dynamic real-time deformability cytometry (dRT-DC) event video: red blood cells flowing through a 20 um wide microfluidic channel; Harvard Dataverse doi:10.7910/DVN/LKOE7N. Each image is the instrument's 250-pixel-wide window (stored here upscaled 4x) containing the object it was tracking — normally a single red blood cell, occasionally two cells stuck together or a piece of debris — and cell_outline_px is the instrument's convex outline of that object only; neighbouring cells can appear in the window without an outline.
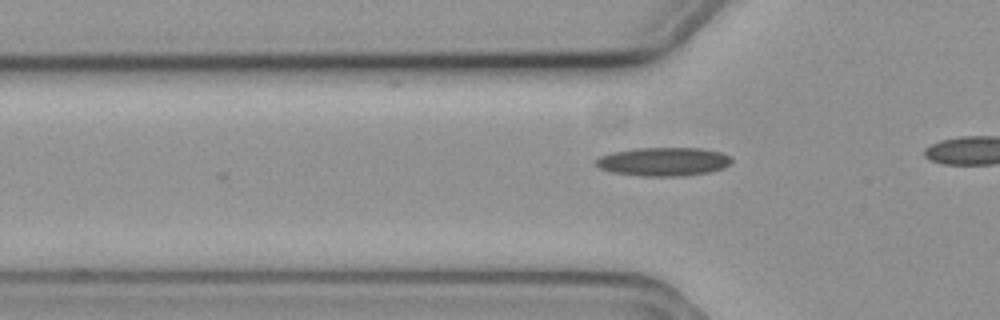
{"species": "common noctule bat (a hibernating species)", "species_latin": "Nyctalus noctula", "temperature_condition": "cold", "stored_images_in_passage": 3, "camera_frame_rate_fps": 3000, "um_per_image_px": 0.085, "animal": {"sex": "female", "body_mass_g": 19.3, "forearm_length_mm": 54.1}, "frame": {"image": 1, "passage_image": 3, "time_ms": 0.667, "image_size_px": [1000, 320], "cell_outline_px": [[732, 164], [724, 168], [708, 172], [680, 176], [644, 176], [612, 172], [600, 168], [596, 164], [596, 160], [600, 156], [612, 152], [636, 148], [700, 148], [720, 152], [732, 156]], "centroid_in_image_um": [56.44, 13.73], "position_along_channel_um": 69.4, "area_um2": 22.6}}